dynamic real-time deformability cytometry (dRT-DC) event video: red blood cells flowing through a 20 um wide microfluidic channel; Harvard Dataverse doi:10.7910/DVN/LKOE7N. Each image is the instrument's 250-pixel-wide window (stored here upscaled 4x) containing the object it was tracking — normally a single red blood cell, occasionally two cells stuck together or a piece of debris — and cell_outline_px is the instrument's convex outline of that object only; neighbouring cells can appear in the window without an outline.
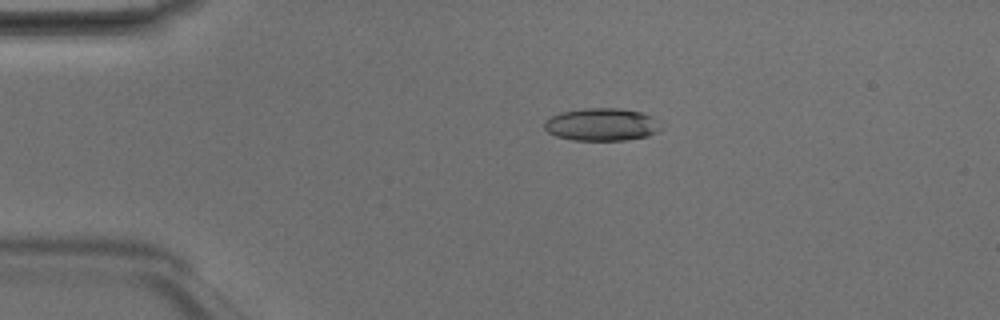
{"species": "Egyptian fruit bat (a non-hibernating species)", "species_latin": "Rousettus aegyptiacus", "temperature_condition": "room temperature", "stored_images_in_passage": 48, "camera_frame_rate_fps": 3000, "um_per_image_px": 0.085, "animal": {"sex": "male"}, "frame": {"image": 1, "passage_image": 10, "time_ms": 3.0, "image_size_px": [1000, 320], "cell_outline_px": [[664, 128], [648, 136], [624, 140], [572, 140], [556, 136], [548, 132], [544, 128], [544, 120], [560, 112], [584, 108], [620, 108], [640, 112], [652, 116], [664, 124]], "centroid_in_image_um": [51.18, 10.58], "position_along_channel_um": 33.8, "area_um2": 22.48}}
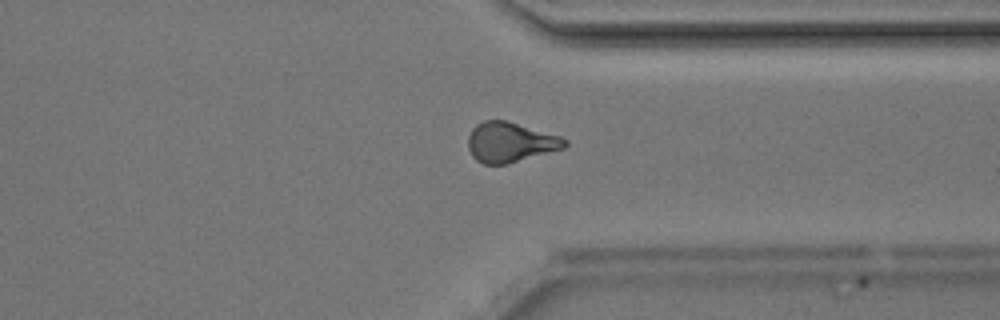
{"frame": {"image": 2, "passage_image": 37, "time_ms": 12.0, "image_size_px": [1000, 320], "cell_outline_px": [[568, 144], [564, 148], [504, 164], [484, 164], [476, 160], [472, 156], [468, 148], [468, 136], [472, 128], [476, 124], [484, 120], [504, 120], [560, 136], [568, 140]], "centroid_in_image_um": [43.34, 12.08], "position_along_channel_um": 368.1, "area_um2": 22.25}}
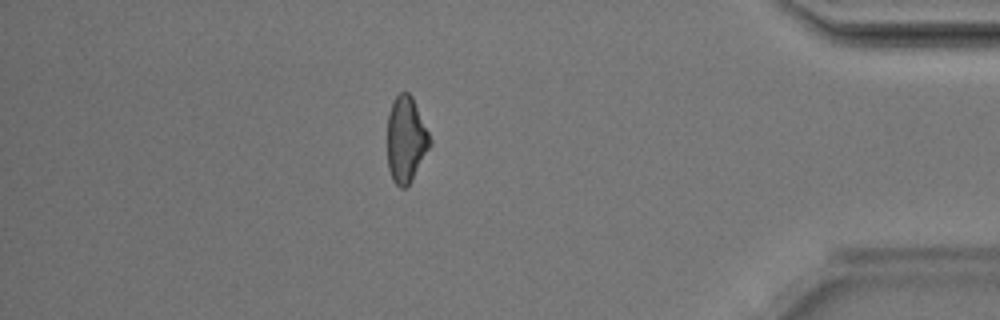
{"frame": {"image": 3, "passage_image": 42, "time_ms": 13.667, "image_size_px": [1000, 320], "cell_outline_px": [[432, 144], [412, 180], [404, 188], [400, 188], [392, 180], [388, 168], [388, 112], [396, 96], [400, 92], [408, 92], [412, 96], [432, 140]], "centroid_in_image_um": [34.52, 11.87], "position_along_channel_um": 400.7, "area_um2": 21.33}, "authors_computed_cell_mechanics": {"area_um2": 22.3108, "velocity_mm_per_s": 4.211, "shape_relaxation_time_tau1_ms": 8.0101, "shape_relaxation_time_tau2_ms": 2.1318, "deformation_change_tau1": 0.2275, "deformation_change_tau2": 0.0864}}